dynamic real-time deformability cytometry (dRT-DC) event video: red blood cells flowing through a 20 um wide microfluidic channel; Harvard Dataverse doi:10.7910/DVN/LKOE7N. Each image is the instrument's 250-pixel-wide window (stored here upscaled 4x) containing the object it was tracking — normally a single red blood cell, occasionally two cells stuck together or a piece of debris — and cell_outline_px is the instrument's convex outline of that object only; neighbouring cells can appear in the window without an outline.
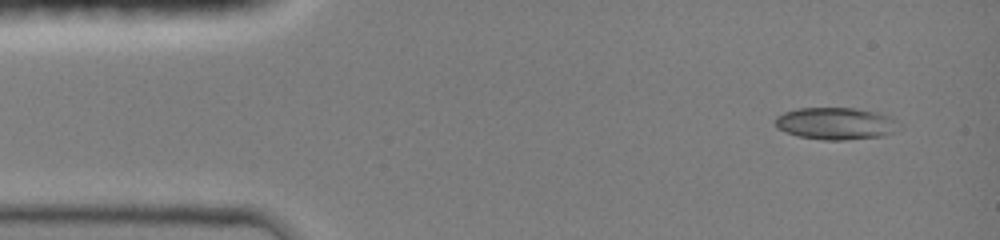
{"species": "common noctule bat (a hibernating species)", "species_latin": "Nyctalus noctula", "temperature_condition": "room temperature", "stored_images_in_passage": 4, "camera_frame_rate_fps": 3000, "um_per_image_px": 0.085, "animal": {"sex": "female", "body_mass_g": 19.0, "forearm_length_mm": 51.5}, "frame": {"image": 1, "passage_image": 1, "time_ms": 0.0, "image_size_px": [1000, 240], "cell_outline_px": [[900, 124], [892, 132], [884, 136], [844, 140], [824, 140], [800, 136], [776, 128], [776, 116], [784, 112], [796, 108], [856, 108], [880, 112], [892, 116]], "centroid_in_image_um": [71.07, 10.48], "position_along_channel_um": 13.9, "area_um2": 23.24}}
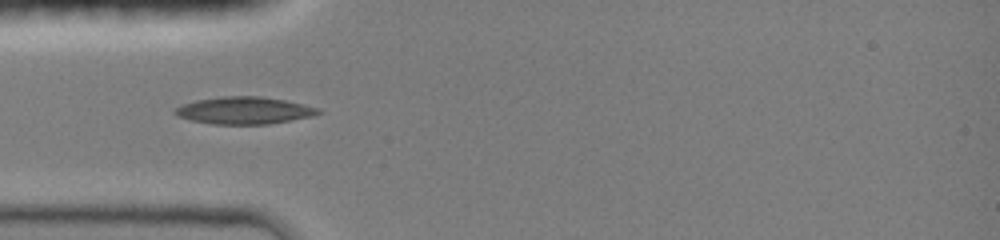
{"frame": {"image": 2, "passage_image": 4, "time_ms": 3.333, "image_size_px": [1000, 240], "cell_outline_px": [[324, 112], [312, 116], [268, 124], [212, 124], [192, 120], [176, 116], [172, 112], [176, 108], [184, 104], [196, 100], [224, 96], [260, 96], [284, 100], [316, 108]], "centroid_in_image_um": [20.72, 9.39], "position_along_channel_um": 64.3, "area_um2": 22.43}}